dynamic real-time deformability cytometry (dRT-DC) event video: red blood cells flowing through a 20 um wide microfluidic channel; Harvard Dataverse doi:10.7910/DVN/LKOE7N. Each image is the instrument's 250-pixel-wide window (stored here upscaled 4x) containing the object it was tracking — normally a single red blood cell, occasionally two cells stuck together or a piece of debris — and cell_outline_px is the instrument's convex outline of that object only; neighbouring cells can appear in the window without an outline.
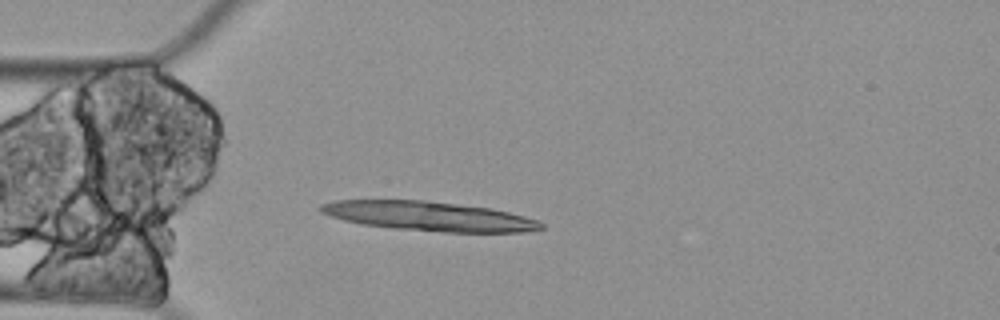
{"species": "Egyptian fruit bat (a non-hibernating species)", "species_latin": "Rousettus aegyptiacus", "temperature_condition": "cold", "stored_images_in_passage": 5, "camera_frame_rate_fps": 3000, "um_per_image_px": 0.085, "animal": {"sex": "female"}, "frame": {"image": 1, "passage_image": 5, "time_ms": 1.333, "image_size_px": [1000, 320], "cell_outline_px": [[544, 228], [520, 232], [444, 232], [392, 228], [360, 224], [344, 220], [320, 212], [320, 204], [336, 200], [420, 200], [492, 208], [524, 216], [536, 220], [544, 224]], "centroid_in_image_um": [36.44, 18.38], "position_along_channel_um": 48.6, "area_um2": 37.45}}